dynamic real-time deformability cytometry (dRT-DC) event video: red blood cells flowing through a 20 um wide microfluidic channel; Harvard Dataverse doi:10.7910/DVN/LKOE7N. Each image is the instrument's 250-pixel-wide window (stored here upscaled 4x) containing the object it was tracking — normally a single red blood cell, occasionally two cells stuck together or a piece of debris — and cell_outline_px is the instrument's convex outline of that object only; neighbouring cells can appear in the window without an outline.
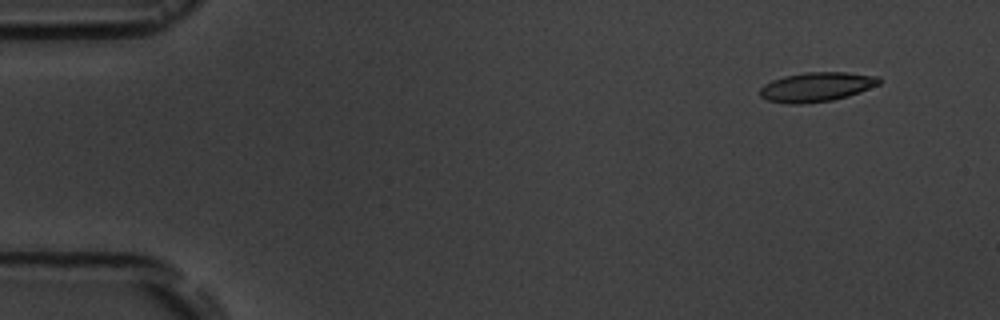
{"species": "common noctule bat (a hibernating species)", "species_latin": "Nyctalus noctula", "temperature_condition": "room temperature", "stored_images_in_passage": 4, "camera_frame_rate_fps": 3000, "um_per_image_px": 0.085, "animal": {"sex": "male", "body_mass_g": 19.5, "forearm_length_mm": 54.6}, "frame": {"image": 1, "passage_image": 1, "time_ms": 0.0, "image_size_px": [1000, 320], "cell_outline_px": [[880, 84], [860, 92], [848, 96], [832, 100], [800, 104], [788, 104], [768, 100], [760, 96], [760, 88], [764, 84], [772, 80], [784, 76], [804, 72], [844, 72], [880, 76]], "centroid_in_image_um": [69.41, 7.38], "position_along_channel_um": 15.6, "area_um2": 20.46}}
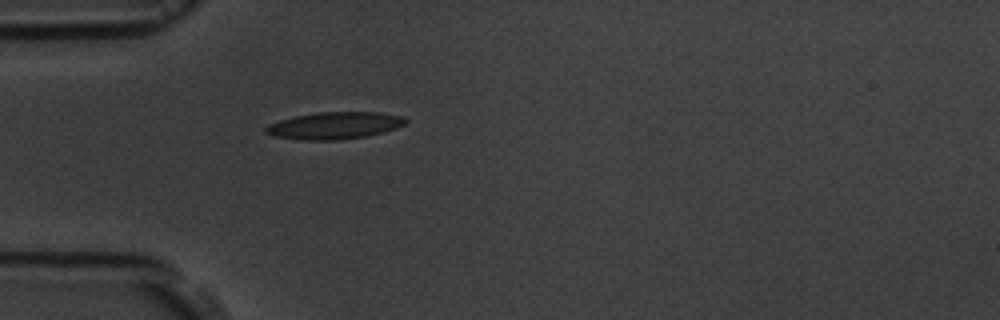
{"frame": {"image": 2, "passage_image": 4, "time_ms": 4.0, "image_size_px": [1000, 320], "cell_outline_px": [[408, 120], [404, 124], [396, 128], [384, 132], [364, 136], [336, 140], [304, 140], [272, 136], [264, 132], [264, 128], [268, 124], [280, 120], [296, 116], [316, 112], [380, 112], [404, 116]], "centroid_in_image_um": [28.42, 10.66], "position_along_channel_um": 56.6, "area_um2": 22.08}}